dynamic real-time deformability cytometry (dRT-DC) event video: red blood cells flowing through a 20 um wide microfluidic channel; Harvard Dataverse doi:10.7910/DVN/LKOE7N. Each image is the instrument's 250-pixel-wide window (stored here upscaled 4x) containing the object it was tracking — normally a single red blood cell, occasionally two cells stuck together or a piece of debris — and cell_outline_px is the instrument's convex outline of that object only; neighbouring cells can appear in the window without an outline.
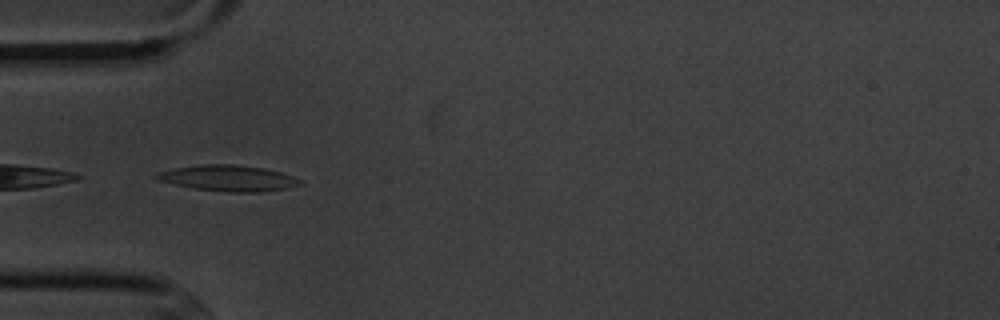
{"species": "common noctule bat (a hibernating species)", "species_latin": "Nyctalus noctula", "temperature_condition": "cold", "stored_images_in_passage": 5, "camera_frame_rate_fps": 3000, "um_per_image_px": 0.085, "animal": {"sex": "male", "body_mass_g": 20.1, "forearm_length_mm": 53.5}, "frame": {"image": 1, "passage_image": 4, "time_ms": 3.333, "image_size_px": [1000, 320], "cell_outline_px": [[304, 180], [300, 184], [288, 188], [260, 192], [228, 192], [192, 188], [156, 180], [152, 176], [160, 172], [172, 168], [200, 164], [236, 164], [264, 168], [280, 172]], "centroid_in_image_um": [19.38, 15.14], "position_along_channel_um": 65.6, "area_um2": 21.85}}
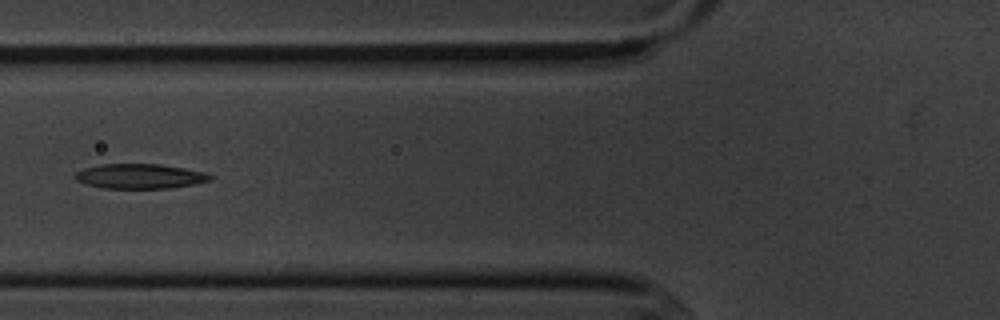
{"frame": {"image": 2, "passage_image": 5, "time_ms": 4.667, "image_size_px": [1000, 320], "cell_outline_px": [[212, 180], [192, 184], [168, 188], [104, 188], [84, 184], [76, 180], [72, 176], [76, 172], [84, 168], [100, 164], [160, 164], [184, 168], [204, 172], [212, 176]], "centroid_in_image_um": [11.83, 14.97], "position_along_channel_um": 114.0, "area_um2": 19.48}}